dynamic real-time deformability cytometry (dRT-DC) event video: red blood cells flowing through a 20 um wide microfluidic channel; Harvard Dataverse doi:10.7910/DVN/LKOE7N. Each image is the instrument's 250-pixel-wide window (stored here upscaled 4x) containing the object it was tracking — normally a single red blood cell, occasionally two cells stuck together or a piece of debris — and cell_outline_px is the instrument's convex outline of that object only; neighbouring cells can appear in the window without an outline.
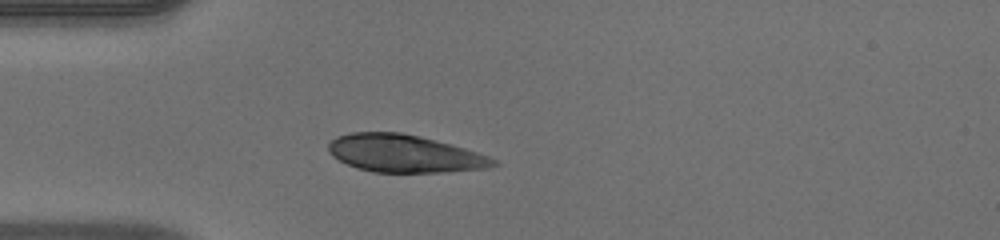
{"species": "human", "species_latin": "Homo sapiens", "temperature_condition": "warm", "stored_images_in_passage": 36, "camera_frame_rate_fps": 3000, "um_per_image_px": 0.085, "donor": {"sex": "male"}, "frame": {"image": 1, "passage_image": 1, "time_ms": 0.0, "image_size_px": [1000, 240], "cell_outline_px": [[500, 164], [488, 168], [440, 172], [372, 172], [356, 168], [332, 156], [328, 152], [328, 144], [336, 136], [352, 132], [400, 132], [420, 136], [452, 144], [488, 156], [496, 160]], "centroid_in_image_um": [34.36, 13.05], "position_along_channel_um": 50.6, "area_um2": 36.13}}
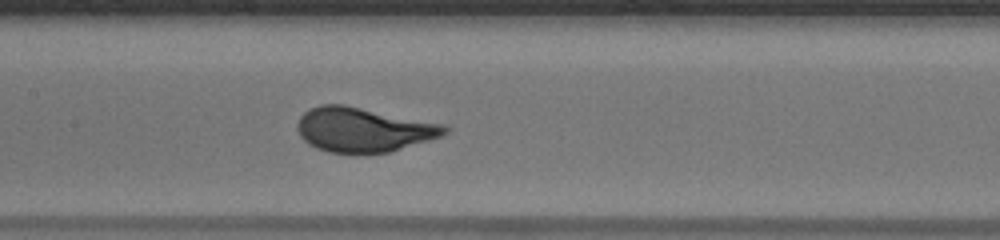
{"frame": {"image": 2, "passage_image": 11, "time_ms": 3.333, "image_size_px": [1000, 240], "cell_outline_px": [[448, 132], [444, 136], [388, 152], [328, 152], [316, 148], [308, 144], [300, 136], [296, 128], [296, 124], [300, 116], [308, 108], [320, 104], [344, 104], [444, 124], [448, 128]], "centroid_in_image_um": [30.86, 11.0], "position_along_channel_um": 176.5, "area_um2": 38.21}}
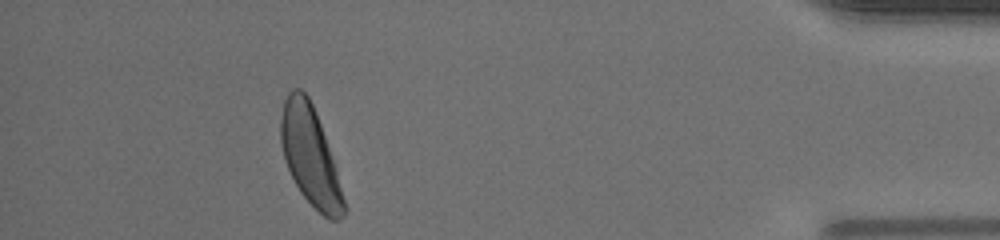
{"frame": {"image": 3, "passage_image": 32, "time_ms": 10.333, "image_size_px": [1000, 240], "cell_outline_px": [[348, 208], [344, 216], [340, 220], [328, 220], [300, 192], [284, 160], [280, 144], [280, 116], [284, 100], [288, 92], [292, 88], [300, 88], [308, 96], [316, 112]], "centroid_in_image_um": [26.35, 13.25], "position_along_channel_um": 408.9, "area_um2": 36.01}, "authors_computed_cell_mechanics": {"area_um2": 37.0787, "velocity_mm_per_s": 4.0979, "shape_relaxation_time_tau1_ms": 2.3667, "shape_relaxation_time_tau2_ms": null, "deformation_change_tau1": 0.1617, "deformation_change_tau2": null}}